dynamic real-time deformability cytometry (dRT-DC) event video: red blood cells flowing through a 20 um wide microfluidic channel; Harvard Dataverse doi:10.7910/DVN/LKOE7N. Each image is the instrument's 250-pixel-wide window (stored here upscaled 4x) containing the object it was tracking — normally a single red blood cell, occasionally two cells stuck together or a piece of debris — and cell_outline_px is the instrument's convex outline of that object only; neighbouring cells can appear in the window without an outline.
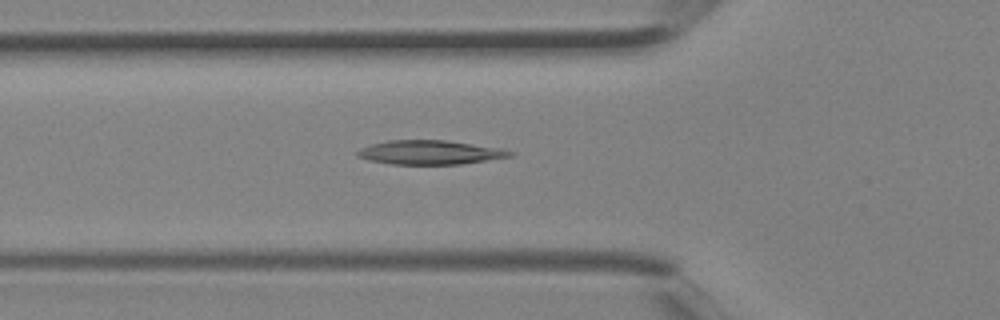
{"species": "Egyptian fruit bat (a non-hibernating species)", "species_latin": "Rousettus aegyptiacus", "temperature_condition": "room temperature", "stored_images_in_passage": 4, "camera_frame_rate_fps": 3000, "um_per_image_px": 0.085, "animal": {"sex": "female"}, "frame": {"image": 1, "passage_image": 4, "time_ms": 1.0, "image_size_px": [1000, 320], "cell_outline_px": [[516, 152], [512, 156], [460, 164], [388, 164], [368, 160], [356, 156], [356, 152], [360, 148], [372, 144], [388, 140], [444, 140], [500, 148]], "centroid_in_image_um": [36.51, 12.95], "position_along_channel_um": 89.3, "area_um2": 21.33}}